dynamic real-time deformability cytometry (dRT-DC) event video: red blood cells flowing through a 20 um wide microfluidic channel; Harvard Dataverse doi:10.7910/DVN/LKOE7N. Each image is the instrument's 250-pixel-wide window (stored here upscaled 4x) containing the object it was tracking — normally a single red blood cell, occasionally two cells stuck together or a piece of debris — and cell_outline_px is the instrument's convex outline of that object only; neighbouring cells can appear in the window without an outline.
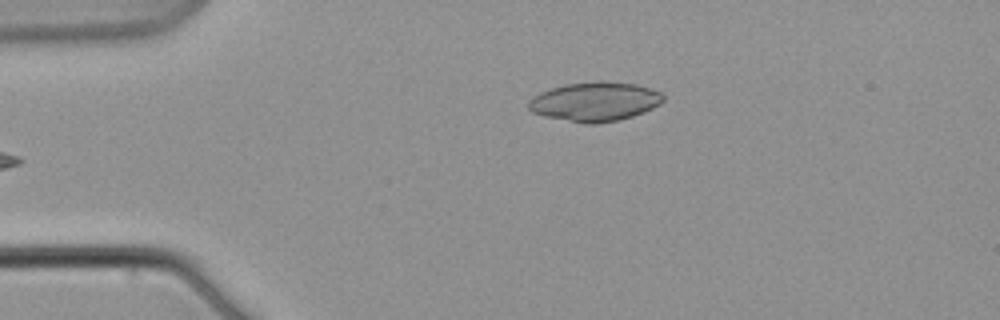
{"species": "common noctule bat (a hibernating species)", "species_latin": "Nyctalus noctula", "temperature_condition": "warm", "stored_images_in_passage": 6, "camera_frame_rate_fps": 3000, "um_per_image_px": 0.085, "animal": {"sex": "male", "body_mass_g": 21.5, "forearm_length_mm": 52.0}, "frame": {"image": 1, "passage_image": 6, "time_ms": 6.0, "image_size_px": [1000, 320], "cell_outline_px": [[664, 100], [660, 104], [644, 112], [632, 116], [616, 120], [596, 124], [584, 124], [544, 116], [532, 112], [528, 108], [528, 100], [532, 96], [540, 92], [564, 84], [596, 80], [604, 80], [636, 84], [660, 92], [664, 96]], "centroid_in_image_um": [50.54, 8.63], "position_along_channel_um": 34.5, "area_um2": 31.04}}